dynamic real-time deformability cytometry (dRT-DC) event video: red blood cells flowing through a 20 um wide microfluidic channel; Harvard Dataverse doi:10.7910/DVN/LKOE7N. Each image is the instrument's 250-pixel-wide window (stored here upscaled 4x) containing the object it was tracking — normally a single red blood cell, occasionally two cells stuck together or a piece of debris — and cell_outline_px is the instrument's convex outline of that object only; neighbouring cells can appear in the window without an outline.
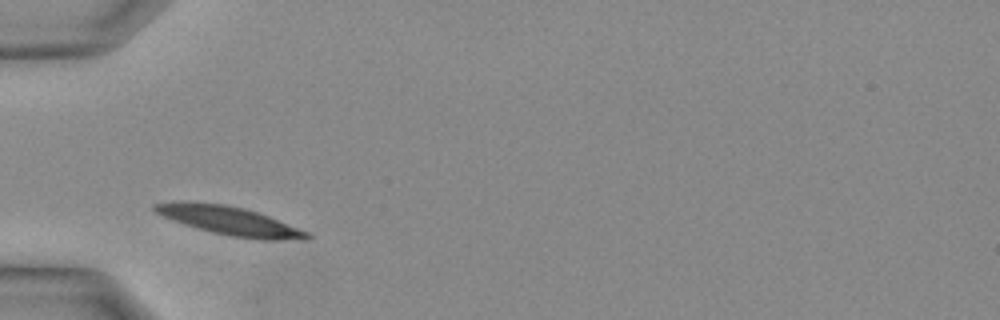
{"species": "Egyptian fruit bat (a non-hibernating species)", "species_latin": "Rousettus aegyptiacus", "temperature_condition": "warm", "stored_images_in_passage": 18, "camera_frame_rate_fps": 3000, "um_per_image_px": 0.085, "animal": {"sex": "female"}, "frame": {"image": 1, "passage_image": 1, "time_ms": 0.0, "image_size_px": [1000, 320], "cell_outline_px": [[312, 236], [308, 240], [260, 240], [232, 236], [212, 232], [196, 228], [172, 220], [156, 212], [152, 208], [152, 204], [224, 204], [244, 208], [268, 216], [308, 232]], "centroid_in_image_um": [19.66, 18.83], "position_along_channel_um": 65.3, "area_um2": 24.39}}
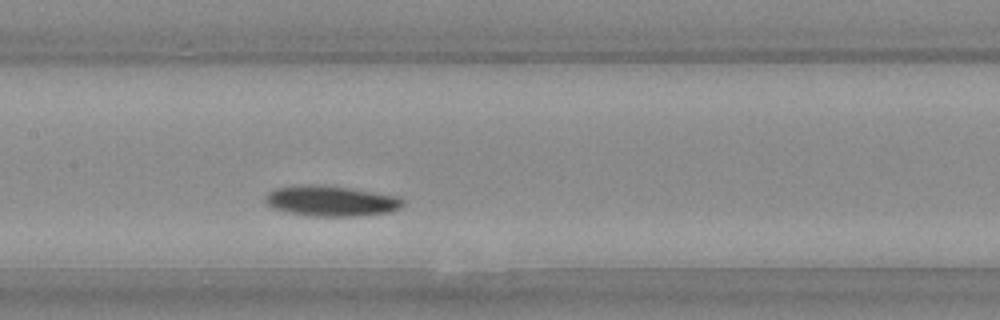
{"frame": {"image": 2, "passage_image": 7, "time_ms": 2.0, "image_size_px": [1000, 320], "cell_outline_px": [[404, 204], [400, 208], [392, 212], [360, 216], [304, 216], [272, 208], [264, 200], [268, 192], [276, 188], [312, 184], [348, 188], [400, 196], [404, 200]], "centroid_in_image_um": [28.17, 17.1], "position_along_channel_um": 179.2, "area_um2": 24.51}}
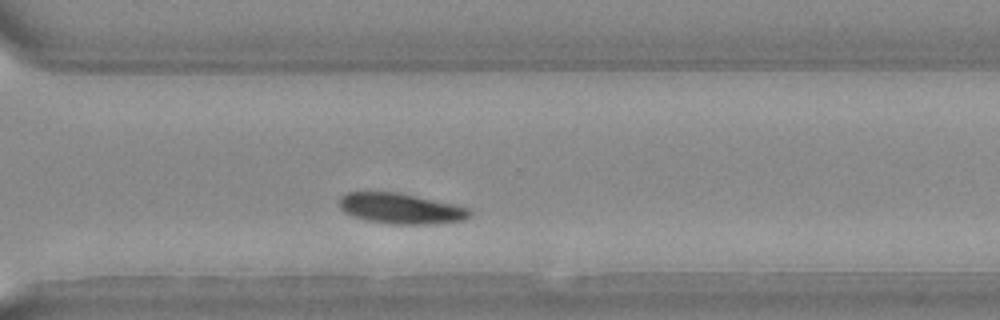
{"frame": {"image": 3, "passage_image": 15, "time_ms": 4.667, "image_size_px": [1000, 320], "cell_outline_px": [[472, 216], [464, 220], [432, 224], [388, 224], [364, 220], [352, 216], [344, 212], [336, 204], [340, 196], [348, 192], [396, 192], [456, 204], [468, 208], [472, 212]], "centroid_in_image_um": [34.04, 17.73], "position_along_channel_um": 336.6, "area_um2": 23.58}}